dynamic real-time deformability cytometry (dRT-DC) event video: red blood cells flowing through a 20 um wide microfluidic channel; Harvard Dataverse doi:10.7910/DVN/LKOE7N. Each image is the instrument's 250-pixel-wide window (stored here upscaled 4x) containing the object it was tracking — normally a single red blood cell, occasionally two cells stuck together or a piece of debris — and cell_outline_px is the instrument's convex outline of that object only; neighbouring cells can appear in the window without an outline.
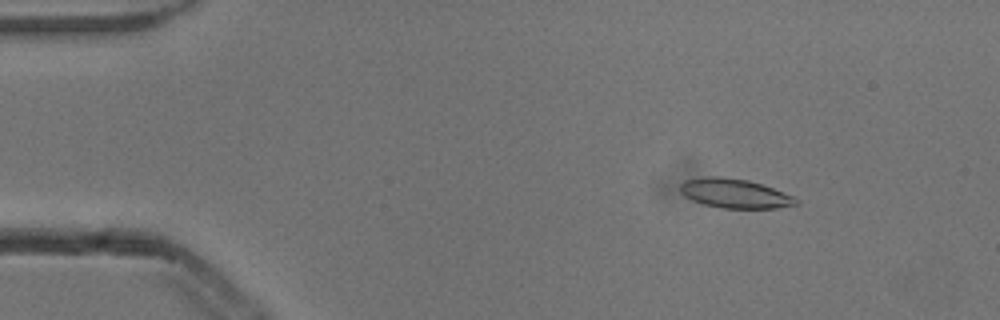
{"species": "common noctule bat (a hibernating species)", "species_latin": "Nyctalus noctula", "temperature_condition": "cold", "stored_images_in_passage": 4, "camera_frame_rate_fps": 3000, "um_per_image_px": 0.085, "animal": {"sex": "male", "body_mass_g": 13.3}, "frame": {"image": 1, "passage_image": 1, "time_ms": 0.0, "image_size_px": [1000, 320], "cell_outline_px": [[800, 204], [776, 208], [720, 208], [704, 204], [692, 200], [684, 196], [680, 192], [680, 184], [684, 180], [704, 176], [720, 176], [748, 180], [772, 188], [792, 196], [800, 200]], "centroid_in_image_um": [62.42, 16.44], "position_along_channel_um": 22.6, "area_um2": 19.83}}
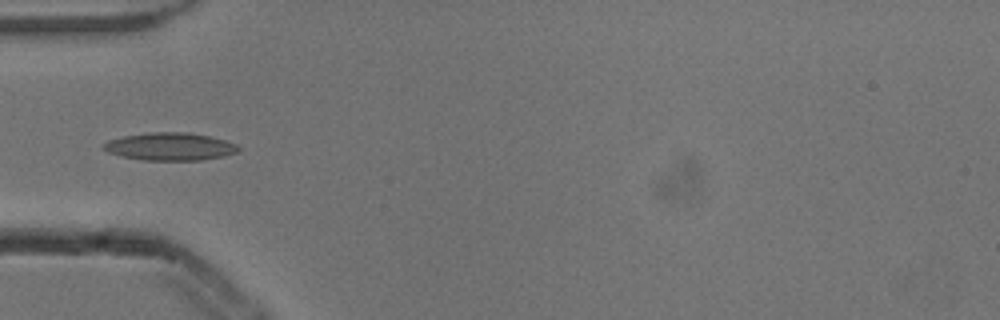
{"frame": {"image": 2, "passage_image": 4, "time_ms": 1.0, "image_size_px": [1000, 320], "cell_outline_px": [[240, 148], [236, 152], [224, 156], [200, 160], [144, 160], [120, 156], [108, 152], [100, 148], [100, 144], [108, 140], [124, 136], [148, 132], [188, 132], [208, 136], [224, 140], [236, 144]], "centroid_in_image_um": [14.38, 12.45], "position_along_channel_um": 70.6, "area_um2": 21.85}}